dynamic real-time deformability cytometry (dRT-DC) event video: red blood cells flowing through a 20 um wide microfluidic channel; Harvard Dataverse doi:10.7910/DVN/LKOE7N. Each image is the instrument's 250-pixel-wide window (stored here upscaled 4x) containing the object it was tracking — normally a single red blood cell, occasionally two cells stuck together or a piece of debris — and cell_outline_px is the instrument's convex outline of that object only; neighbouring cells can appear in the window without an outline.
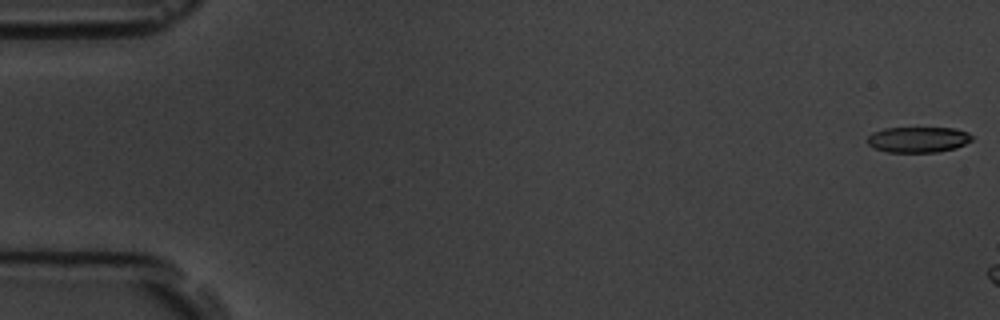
{"species": "common noctule bat (a hibernating species)", "species_latin": "Nyctalus noctula", "temperature_condition": "room temperature", "stored_images_in_passage": 5, "camera_frame_rate_fps": 3000, "um_per_image_px": 0.085, "animal": {"sex": "male", "body_mass_g": 19.5, "forearm_length_mm": 54.6}, "frame": {"image": 1, "passage_image": 1, "time_ms": 0.0, "image_size_px": [1000, 320], "cell_outline_px": [[972, 140], [956, 148], [936, 152], [888, 152], [876, 148], [868, 144], [868, 136], [872, 132], [884, 128], [952, 128], [968, 132], [972, 136]], "centroid_in_image_um": [78.04, 11.86], "position_along_channel_um": 7.0, "area_um2": 15.55}}